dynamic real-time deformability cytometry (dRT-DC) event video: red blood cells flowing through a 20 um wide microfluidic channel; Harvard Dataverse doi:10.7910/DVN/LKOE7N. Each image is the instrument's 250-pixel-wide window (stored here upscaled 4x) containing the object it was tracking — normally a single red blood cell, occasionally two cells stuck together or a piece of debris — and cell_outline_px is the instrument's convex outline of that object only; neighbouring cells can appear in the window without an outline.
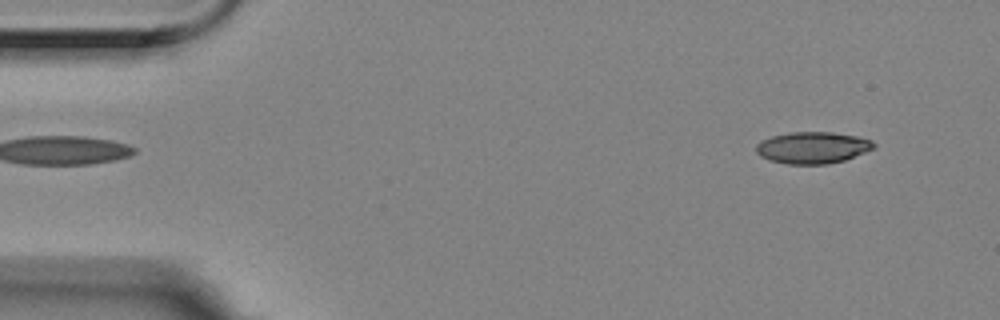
{"species": "Egyptian fruit bat (a non-hibernating species)", "species_latin": "Rousettus aegyptiacus", "temperature_condition": "room temperature", "stored_images_in_passage": 5, "segment_of_instrument_passage": [1, 2], "camera_frame_rate_fps": 3000, "um_per_image_px": 0.085, "animal": {"sex": "female"}, "frame": {"image": 1, "passage_image": 1, "time_ms": 0.0, "image_size_px": [1000, 320], "cell_outline_px": [[876, 144], [872, 148], [864, 152], [844, 160], [828, 164], [788, 164], [768, 160], [760, 156], [756, 152], [756, 144], [760, 140], [772, 136], [792, 132], [832, 132], [856, 136], [872, 140]], "centroid_in_image_um": [69.03, 12.55], "position_along_channel_um": 16.0, "area_um2": 21.68}}
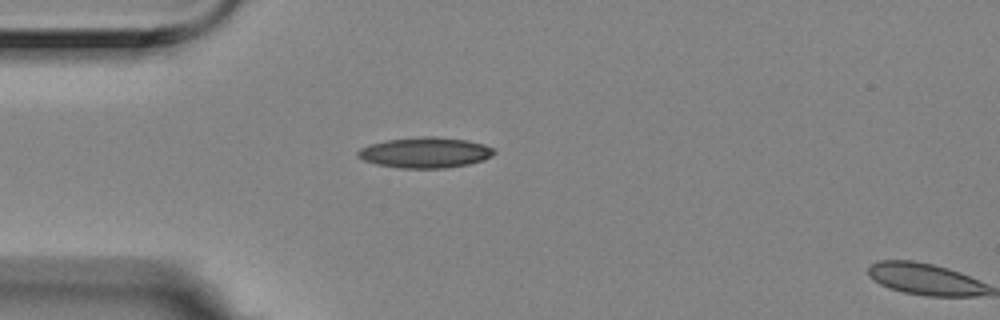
{"frame": {"image": 2, "passage_image": 4, "time_ms": 1.0, "image_size_px": [1000, 320], "cell_outline_px": [[496, 152], [492, 156], [484, 160], [468, 164], [444, 168], [400, 168], [376, 164], [364, 160], [356, 156], [356, 152], [360, 148], [372, 144], [388, 140], [424, 136], [436, 136], [468, 140], [484, 144], [492, 148]], "centroid_in_image_um": [36.16, 12.97], "position_along_channel_um": 48.8, "area_um2": 24.28}}